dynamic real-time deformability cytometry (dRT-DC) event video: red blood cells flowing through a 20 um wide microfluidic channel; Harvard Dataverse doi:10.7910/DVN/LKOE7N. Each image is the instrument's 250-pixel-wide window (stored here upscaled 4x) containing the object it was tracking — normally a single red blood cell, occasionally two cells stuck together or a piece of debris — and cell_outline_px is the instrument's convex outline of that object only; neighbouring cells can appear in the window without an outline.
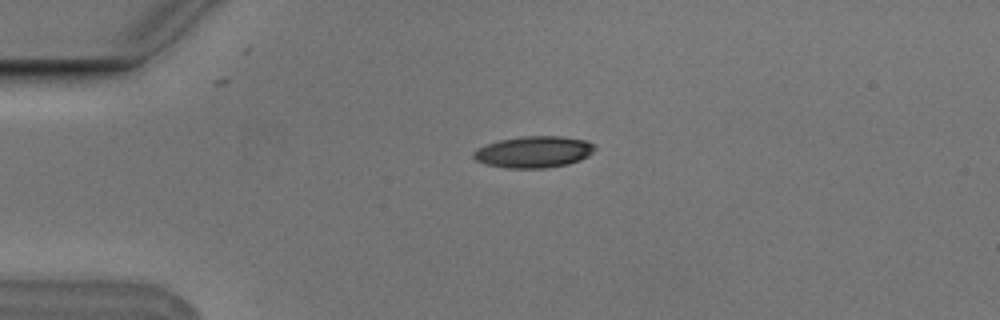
{"species": "Egyptian fruit bat (a non-hibernating species)", "species_latin": "Rousettus aegyptiacus", "temperature_condition": "cold", "stored_images_in_passage": 42, "camera_frame_rate_fps": 3000, "um_per_image_px": 0.085, "animal": {"sex": "male"}, "frame": {"image": 1, "passage_image": 1, "time_ms": 0.0, "image_size_px": [1000, 320], "cell_outline_px": [[596, 148], [588, 156], [580, 160], [568, 164], [544, 168], [504, 168], [484, 164], [476, 160], [472, 156], [472, 152], [476, 148], [500, 140], [524, 136], [564, 136], [588, 140], [596, 144]], "centroid_in_image_um": [45.39, 12.91], "position_along_channel_um": 39.6, "area_um2": 22.54}}
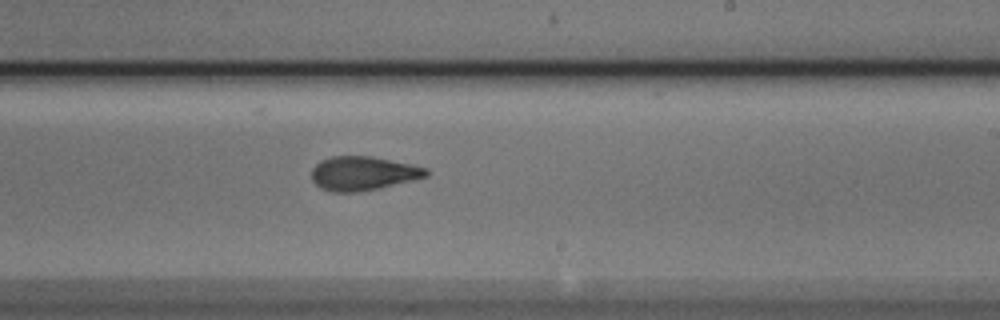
{"frame": {"image": 2, "passage_image": 21, "time_ms": 6.667, "image_size_px": [1000, 320], "cell_outline_px": [[428, 176], [416, 180], [380, 188], [356, 192], [332, 192], [320, 188], [312, 180], [312, 168], [320, 160], [332, 156], [372, 156], [412, 164], [428, 168]], "centroid_in_image_um": [30.88, 14.74], "position_along_channel_um": 258.1, "area_um2": 22.95}}
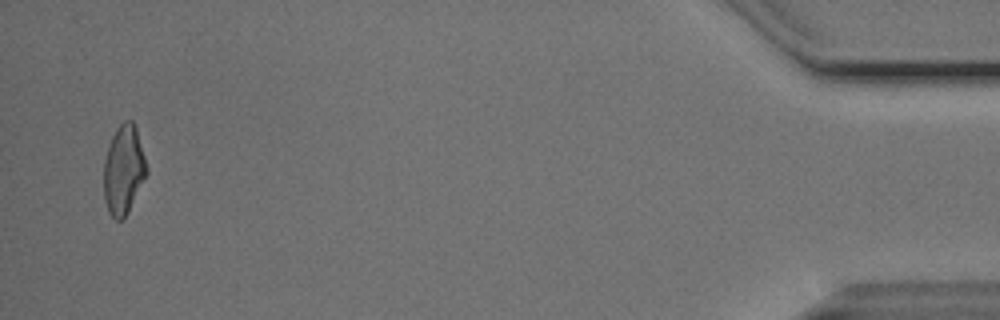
{"frame": {"image": 3, "passage_image": 41, "time_ms": 13.333, "image_size_px": [1000, 320], "cell_outline_px": [[148, 172], [128, 212], [120, 220], [116, 220], [108, 212], [104, 200], [104, 160], [108, 144], [116, 128], [124, 120], [132, 120], [136, 128], [148, 168]], "centroid_in_image_um": [10.5, 14.42], "position_along_channel_um": 424.7, "area_um2": 22.25}, "authors_computed_cell_mechanics": {"area_um2": 22.7154, "velocity_mm_per_s": 3.7807, "shape_relaxation_time_tau1_ms": 4.6348, "shape_relaxation_time_tau2_ms": 1.8757, "deformation_change_tau1": 0.1728, "deformation_change_tau2": 0.0893}}